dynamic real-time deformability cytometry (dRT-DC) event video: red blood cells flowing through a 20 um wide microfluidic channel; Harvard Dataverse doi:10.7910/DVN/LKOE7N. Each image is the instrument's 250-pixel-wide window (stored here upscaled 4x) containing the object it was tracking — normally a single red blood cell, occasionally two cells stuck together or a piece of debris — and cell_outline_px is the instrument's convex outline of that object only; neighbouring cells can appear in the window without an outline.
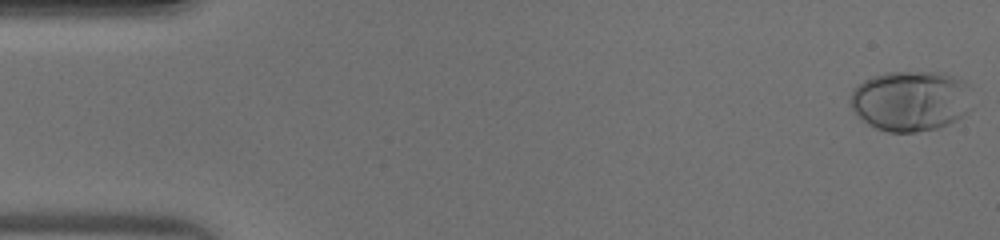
{"species": "human", "species_latin": "Homo sapiens", "temperature_condition": "warm", "stored_images_in_passage": 46, "camera_frame_rate_fps": 3000, "um_per_image_px": 0.085, "donor": {"sex": "male"}, "frame": {"image": 1, "passage_image": 1, "time_ms": 0.0, "image_size_px": [1000, 240], "cell_outline_px": [[972, 108], [964, 116], [948, 124], [936, 128], [916, 132], [888, 132], [876, 128], [868, 124], [856, 116], [848, 104], [852, 92], [864, 80], [872, 76], [884, 72], [940, 72], [964, 80], [972, 88]], "centroid_in_image_um": [77.44, 8.57], "position_along_channel_um": 7.6, "area_um2": 43.7}}
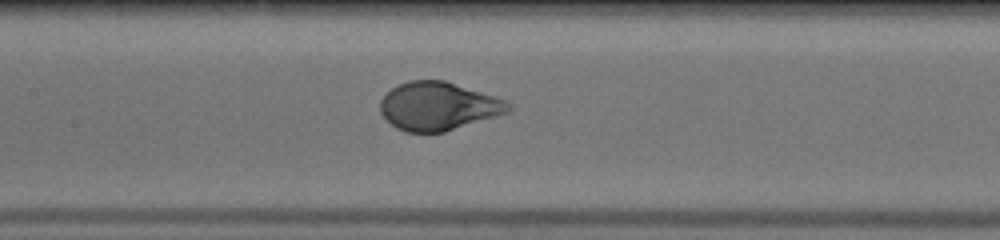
{"frame": {"image": 2, "passage_image": 22, "time_ms": 7.0, "image_size_px": [1000, 240], "cell_outline_px": [[512, 108], [508, 112], [496, 116], [444, 132], [404, 132], [396, 128], [380, 112], [380, 100], [392, 88], [408, 80], [444, 80], [508, 100], [512, 104]], "centroid_in_image_um": [37.27, 9.02], "position_along_channel_um": 170.1, "area_um2": 35.95}}
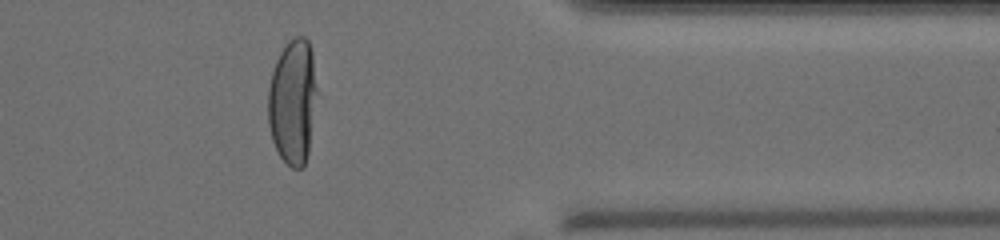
{"frame": {"image": 3, "passage_image": 38, "time_ms": 12.333, "image_size_px": [1000, 240], "cell_outline_px": [[316, 92], [308, 152], [304, 164], [300, 168], [292, 168], [280, 156], [272, 140], [268, 124], [268, 88], [272, 72], [276, 60], [280, 52], [288, 40], [296, 36], [304, 36], [308, 40], [312, 52], [316, 88]], "centroid_in_image_um": [24.86, 8.6], "position_along_channel_um": 386.5, "area_um2": 35.32}}